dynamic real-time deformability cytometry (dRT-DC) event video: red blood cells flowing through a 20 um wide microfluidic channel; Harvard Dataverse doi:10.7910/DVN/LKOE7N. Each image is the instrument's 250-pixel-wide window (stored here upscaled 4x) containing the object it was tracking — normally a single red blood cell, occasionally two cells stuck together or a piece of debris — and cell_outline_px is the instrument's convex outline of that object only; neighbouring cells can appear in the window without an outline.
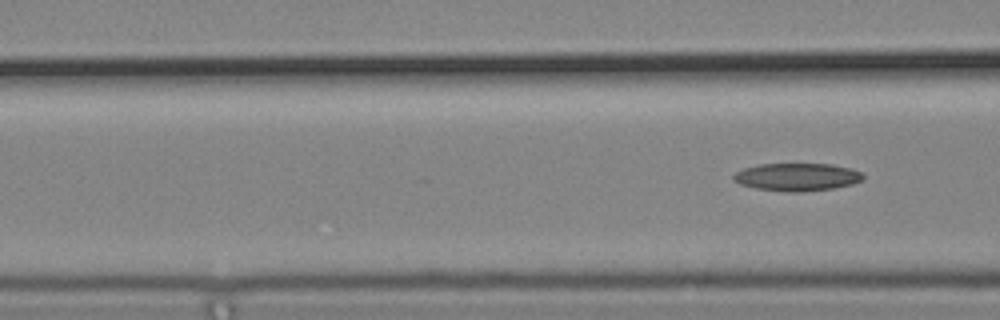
{"species": "common noctule bat (a hibernating species)", "species_latin": "Nyctalus noctula", "temperature_condition": "cold", "stored_images_in_passage": 12, "camera_frame_rate_fps": 3000, "um_per_image_px": 0.085, "animal": {"sex": "male", "body_mass_g": 19.2, "forearm_length_mm": 51.8}, "frame": {"image": 1, "passage_image": 12, "time_ms": 3.667, "image_size_px": [1000, 320], "cell_outline_px": [[864, 180], [852, 184], [832, 188], [804, 192], [788, 192], [756, 188], [740, 184], [732, 180], [732, 176], [736, 172], [744, 168], [760, 164], [832, 164], [852, 168], [860, 172], [864, 176]], "centroid_in_image_um": [67.76, 15.04], "position_along_channel_um": 98.8, "area_um2": 21.04}}